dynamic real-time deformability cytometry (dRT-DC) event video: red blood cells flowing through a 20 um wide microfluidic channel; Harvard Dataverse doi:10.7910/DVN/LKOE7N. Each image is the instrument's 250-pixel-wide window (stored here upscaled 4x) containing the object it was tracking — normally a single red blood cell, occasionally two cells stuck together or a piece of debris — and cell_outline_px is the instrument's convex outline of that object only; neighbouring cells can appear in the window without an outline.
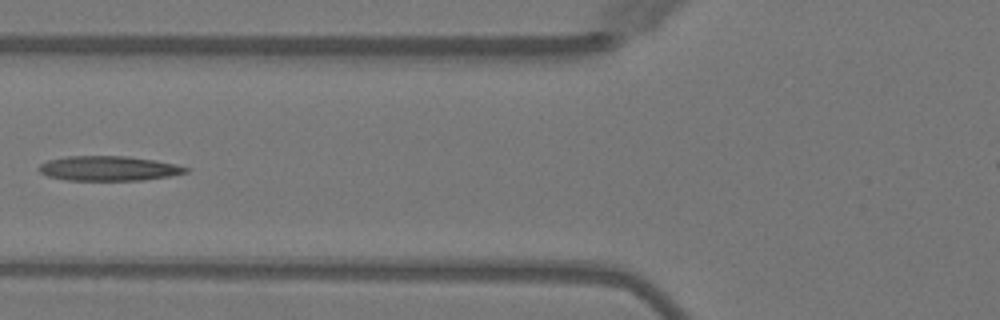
{"species": "Egyptian fruit bat (a non-hibernating species)", "species_latin": "Rousettus aegyptiacus", "temperature_condition": "warm", "stored_images_in_passage": 6, "camera_frame_rate_fps": 3000, "um_per_image_px": 0.085, "animal": {"sex": "female"}, "frame": {"image": 1, "passage_image": 5, "time_ms": 5.0, "image_size_px": [1000, 320], "cell_outline_px": [[188, 172], [168, 176], [144, 180], [68, 180], [48, 176], [40, 172], [36, 168], [40, 164], [48, 160], [68, 156], [128, 156], [156, 160], [188, 168]], "centroid_in_image_um": [9.19, 14.31], "position_along_channel_um": 116.6, "area_um2": 21.04}}
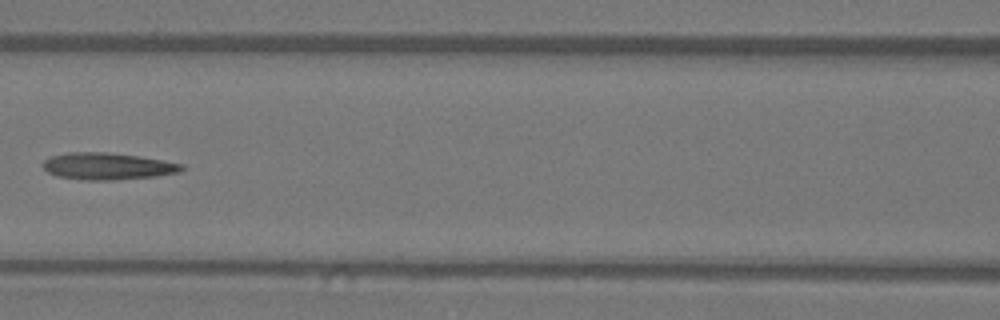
{"frame": {"image": 2, "passage_image": 6, "time_ms": 6.0, "image_size_px": [1000, 320], "cell_outline_px": [[184, 168], [180, 172], [156, 176], [116, 180], [84, 180], [56, 176], [48, 172], [40, 164], [44, 160], [52, 156], [68, 152], [108, 152], [140, 156], [164, 160], [184, 164]], "centroid_in_image_um": [9.15, 14.12], "position_along_channel_um": 157.5, "area_um2": 21.96}}